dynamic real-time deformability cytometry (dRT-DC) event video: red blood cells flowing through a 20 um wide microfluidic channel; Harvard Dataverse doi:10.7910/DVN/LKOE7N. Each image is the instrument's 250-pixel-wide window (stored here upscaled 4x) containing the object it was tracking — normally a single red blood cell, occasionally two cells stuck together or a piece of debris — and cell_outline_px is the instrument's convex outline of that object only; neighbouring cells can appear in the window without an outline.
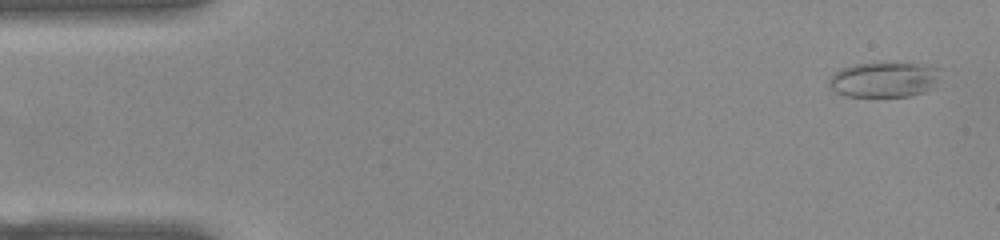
{"species": "common noctule bat (a hibernating species)", "species_latin": "Nyctalus noctula", "temperature_condition": "warm", "stored_images_in_passage": 45, "camera_frame_rate_fps": 3000, "um_per_image_px": 0.085, "animal": {"sex": "female", "body_mass_g": 22.0, "forearm_length_mm": 56.7}, "frame": {"image": 1, "passage_image": 2, "time_ms": 0.333, "image_size_px": [1000, 240], "cell_outline_px": [[936, 80], [932, 88], [924, 92], [912, 96], [844, 96], [836, 92], [828, 84], [828, 80], [840, 68], [852, 64], [896, 60], [936, 68]], "centroid_in_image_um": [75.08, 6.73], "position_along_channel_um": 9.9, "area_um2": 23.12}}
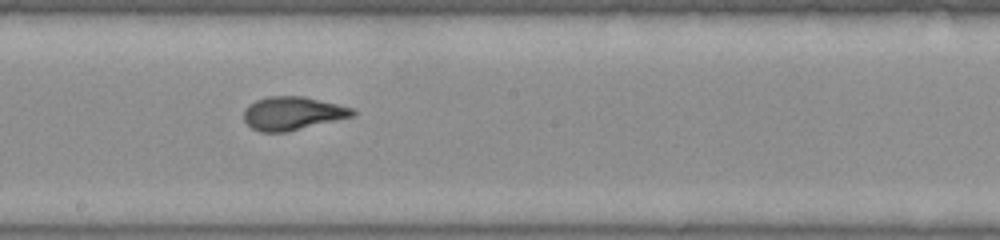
{"frame": {"image": 2, "passage_image": 28, "time_ms": 9.0, "image_size_px": [1000, 240], "cell_outline_px": [[356, 116], [288, 132], [260, 132], [252, 128], [244, 120], [244, 108], [256, 100], [268, 96], [304, 96], [352, 108], [356, 112]], "centroid_in_image_um": [24.88, 9.64], "position_along_channel_um": 223.3, "area_um2": 21.27}}
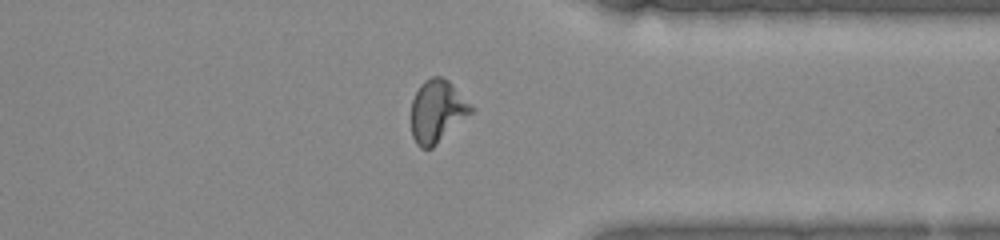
{"frame": {"image": 3, "passage_image": 40, "time_ms": 13.0, "image_size_px": [1000, 240], "cell_outline_px": [[476, 108], [472, 112], [432, 148], [420, 148], [416, 144], [412, 136], [412, 100], [420, 84], [424, 80], [432, 76], [440, 76], [448, 80]], "centroid_in_image_um": [37.16, 9.43], "position_along_channel_um": 374.2, "area_um2": 21.73}, "authors_computed_cell_mechanics": {"area_um2": 21.5594, "velocity_mm_per_s": 3.9078, "shape_relaxation_time_tau1_ms": 4.5038, "shape_relaxation_time_tau2_ms": 1.0435, "deformation_change_tau1": 0.1744, "deformation_change_tau2": 0.07}}